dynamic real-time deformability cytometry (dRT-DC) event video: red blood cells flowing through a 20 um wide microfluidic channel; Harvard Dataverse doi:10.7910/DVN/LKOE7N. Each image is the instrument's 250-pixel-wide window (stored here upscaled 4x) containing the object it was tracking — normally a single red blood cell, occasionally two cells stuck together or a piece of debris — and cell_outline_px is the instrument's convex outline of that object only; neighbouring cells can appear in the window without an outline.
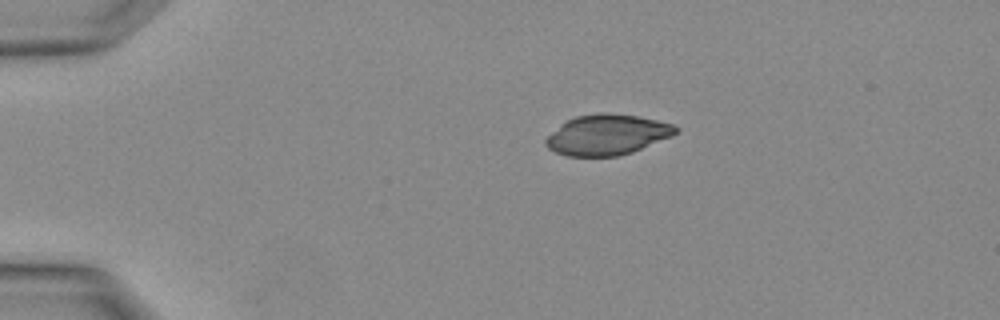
{"species": "Egyptian fruit bat (a non-hibernating species)", "species_latin": "Rousettus aegyptiacus", "temperature_condition": "warm", "stored_images_in_passage": 3, "segment_of_instrument_passage": [1, 2], "camera_frame_rate_fps": 3000, "um_per_image_px": 0.085, "animal": {"sex": "female"}, "frame": {"image": 1, "passage_image": 1, "time_ms": 0.0, "image_size_px": [1000, 320], "cell_outline_px": [[680, 128], [672, 136], [632, 152], [616, 156], [568, 156], [556, 152], [548, 148], [544, 144], [544, 140], [564, 120], [576, 116], [600, 112], [608, 112], [636, 116], [656, 120], [672, 124]], "centroid_in_image_um": [51.58, 11.44], "position_along_channel_um": 33.4, "area_um2": 30.63}}